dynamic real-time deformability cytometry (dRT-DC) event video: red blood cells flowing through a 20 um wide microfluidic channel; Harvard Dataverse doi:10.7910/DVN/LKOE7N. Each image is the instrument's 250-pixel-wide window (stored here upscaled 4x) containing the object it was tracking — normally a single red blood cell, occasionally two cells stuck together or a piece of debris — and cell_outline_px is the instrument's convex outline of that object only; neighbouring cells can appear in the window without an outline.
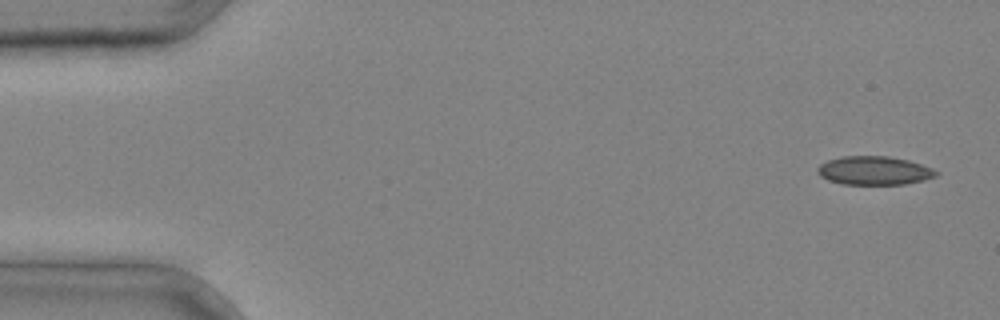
{"species": "common noctule bat (a hibernating species)", "species_latin": "Nyctalus noctula", "temperature_condition": "cold", "stored_images_in_passage": 2, "segment_of_instrument_passage": [2, 2], "camera_frame_rate_fps": 3000, "um_per_image_px": 0.085, "animal": {"sex": "male", "body_mass_g": 20.4}, "frame": {"image": 1, "passage_image": 2, "time_ms": 0.333, "image_size_px": [1000, 320], "cell_outline_px": [[940, 172], [936, 176], [924, 180], [904, 184], [844, 184], [828, 180], [820, 176], [816, 172], [816, 168], [820, 164], [828, 160], [844, 156], [888, 156], [908, 160], [932, 168]], "centroid_in_image_um": [74.3, 14.5], "position_along_channel_um": 10.7, "area_um2": 19.77}}